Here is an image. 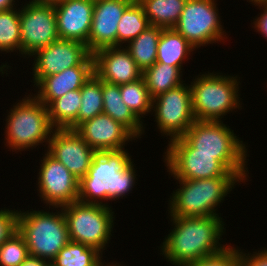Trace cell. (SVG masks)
I'll return each mask as SVG.
<instances>
[{"mask_svg":"<svg viewBox=\"0 0 267 266\" xmlns=\"http://www.w3.org/2000/svg\"><path fill=\"white\" fill-rule=\"evenodd\" d=\"M241 259L243 262V266H267V249H263L262 251L253 252L252 255L249 253L246 254L242 250Z\"/></svg>","mask_w":267,"mask_h":266,"instance_id":"e575fe53","label":"cell"},{"mask_svg":"<svg viewBox=\"0 0 267 266\" xmlns=\"http://www.w3.org/2000/svg\"><path fill=\"white\" fill-rule=\"evenodd\" d=\"M17 230L24 237L29 256L51 262L70 241L68 225L62 211H18Z\"/></svg>","mask_w":267,"mask_h":266,"instance_id":"5b68a950","label":"cell"},{"mask_svg":"<svg viewBox=\"0 0 267 266\" xmlns=\"http://www.w3.org/2000/svg\"><path fill=\"white\" fill-rule=\"evenodd\" d=\"M81 106L80 89L69 91L53 100L48 106V115L54 129H76V119Z\"/></svg>","mask_w":267,"mask_h":266,"instance_id":"603a6c76","label":"cell"},{"mask_svg":"<svg viewBox=\"0 0 267 266\" xmlns=\"http://www.w3.org/2000/svg\"><path fill=\"white\" fill-rule=\"evenodd\" d=\"M131 160L124 149L97 152L87 174L79 181L78 201L107 205L102 201L118 200L129 194L137 176Z\"/></svg>","mask_w":267,"mask_h":266,"instance_id":"7a4b0ae2","label":"cell"},{"mask_svg":"<svg viewBox=\"0 0 267 266\" xmlns=\"http://www.w3.org/2000/svg\"><path fill=\"white\" fill-rule=\"evenodd\" d=\"M120 93L125 105L140 119L152 112L153 98L150 96L145 81L142 78L120 85ZM142 116V117H141Z\"/></svg>","mask_w":267,"mask_h":266,"instance_id":"f546056e","label":"cell"},{"mask_svg":"<svg viewBox=\"0 0 267 266\" xmlns=\"http://www.w3.org/2000/svg\"><path fill=\"white\" fill-rule=\"evenodd\" d=\"M90 54L84 43L60 38L36 50L30 55L35 57L32 65L34 86L46 76L80 65Z\"/></svg>","mask_w":267,"mask_h":266,"instance_id":"5bb4252c","label":"cell"},{"mask_svg":"<svg viewBox=\"0 0 267 266\" xmlns=\"http://www.w3.org/2000/svg\"><path fill=\"white\" fill-rule=\"evenodd\" d=\"M129 0H94L93 18L87 48L91 54L117 46V28Z\"/></svg>","mask_w":267,"mask_h":266,"instance_id":"2e32d148","label":"cell"},{"mask_svg":"<svg viewBox=\"0 0 267 266\" xmlns=\"http://www.w3.org/2000/svg\"><path fill=\"white\" fill-rule=\"evenodd\" d=\"M81 106L76 119V128L96 115L103 113L102 80L94 73L80 89Z\"/></svg>","mask_w":267,"mask_h":266,"instance_id":"f1b7e54d","label":"cell"},{"mask_svg":"<svg viewBox=\"0 0 267 266\" xmlns=\"http://www.w3.org/2000/svg\"><path fill=\"white\" fill-rule=\"evenodd\" d=\"M255 6L263 7V12L260 17H256L254 23V28L256 32H260L267 39V1L255 3Z\"/></svg>","mask_w":267,"mask_h":266,"instance_id":"d590c367","label":"cell"},{"mask_svg":"<svg viewBox=\"0 0 267 266\" xmlns=\"http://www.w3.org/2000/svg\"><path fill=\"white\" fill-rule=\"evenodd\" d=\"M48 261L33 256H28L19 266H46Z\"/></svg>","mask_w":267,"mask_h":266,"instance_id":"8d00e7d4","label":"cell"},{"mask_svg":"<svg viewBox=\"0 0 267 266\" xmlns=\"http://www.w3.org/2000/svg\"><path fill=\"white\" fill-rule=\"evenodd\" d=\"M216 5L215 0H187L174 29L195 48L221 42L226 34Z\"/></svg>","mask_w":267,"mask_h":266,"instance_id":"9c48e42d","label":"cell"},{"mask_svg":"<svg viewBox=\"0 0 267 266\" xmlns=\"http://www.w3.org/2000/svg\"><path fill=\"white\" fill-rule=\"evenodd\" d=\"M92 56L93 72L102 81L120 86L142 78V70L126 47H106Z\"/></svg>","mask_w":267,"mask_h":266,"instance_id":"ac0fdd59","label":"cell"},{"mask_svg":"<svg viewBox=\"0 0 267 266\" xmlns=\"http://www.w3.org/2000/svg\"><path fill=\"white\" fill-rule=\"evenodd\" d=\"M233 131L223 121L196 120L182 137L195 153L215 154L216 159L243 182L249 174L245 161L247 149Z\"/></svg>","mask_w":267,"mask_h":266,"instance_id":"3957f363","label":"cell"},{"mask_svg":"<svg viewBox=\"0 0 267 266\" xmlns=\"http://www.w3.org/2000/svg\"><path fill=\"white\" fill-rule=\"evenodd\" d=\"M18 210H0V245L17 231Z\"/></svg>","mask_w":267,"mask_h":266,"instance_id":"836d02e7","label":"cell"},{"mask_svg":"<svg viewBox=\"0 0 267 266\" xmlns=\"http://www.w3.org/2000/svg\"><path fill=\"white\" fill-rule=\"evenodd\" d=\"M21 53V31L19 10L0 11V51Z\"/></svg>","mask_w":267,"mask_h":266,"instance_id":"4dcf8cb0","label":"cell"},{"mask_svg":"<svg viewBox=\"0 0 267 266\" xmlns=\"http://www.w3.org/2000/svg\"><path fill=\"white\" fill-rule=\"evenodd\" d=\"M176 180L182 187L170 196L168 212L176 217L219 216L216 207L235 188V183L242 182L232 171L209 179Z\"/></svg>","mask_w":267,"mask_h":266,"instance_id":"277c9868","label":"cell"},{"mask_svg":"<svg viewBox=\"0 0 267 266\" xmlns=\"http://www.w3.org/2000/svg\"><path fill=\"white\" fill-rule=\"evenodd\" d=\"M118 263H114V264H112L111 263V266H120L119 264L117 265Z\"/></svg>","mask_w":267,"mask_h":266,"instance_id":"7bdbcfd3","label":"cell"},{"mask_svg":"<svg viewBox=\"0 0 267 266\" xmlns=\"http://www.w3.org/2000/svg\"><path fill=\"white\" fill-rule=\"evenodd\" d=\"M187 0H138L151 26L174 28Z\"/></svg>","mask_w":267,"mask_h":266,"instance_id":"cb8c5ba5","label":"cell"},{"mask_svg":"<svg viewBox=\"0 0 267 266\" xmlns=\"http://www.w3.org/2000/svg\"><path fill=\"white\" fill-rule=\"evenodd\" d=\"M248 1V0H247ZM267 0H249V2H252V4L254 3H258V2H265Z\"/></svg>","mask_w":267,"mask_h":266,"instance_id":"ab89813d","label":"cell"},{"mask_svg":"<svg viewBox=\"0 0 267 266\" xmlns=\"http://www.w3.org/2000/svg\"><path fill=\"white\" fill-rule=\"evenodd\" d=\"M28 256L26 241L18 230L0 245V266H19Z\"/></svg>","mask_w":267,"mask_h":266,"instance_id":"1f68e13d","label":"cell"},{"mask_svg":"<svg viewBox=\"0 0 267 266\" xmlns=\"http://www.w3.org/2000/svg\"><path fill=\"white\" fill-rule=\"evenodd\" d=\"M152 108L159 131L170 141L182 137L196 121L190 86L185 83L153 98Z\"/></svg>","mask_w":267,"mask_h":266,"instance_id":"8fae6325","label":"cell"},{"mask_svg":"<svg viewBox=\"0 0 267 266\" xmlns=\"http://www.w3.org/2000/svg\"><path fill=\"white\" fill-rule=\"evenodd\" d=\"M189 266H243L241 252L228 245L223 251L191 263Z\"/></svg>","mask_w":267,"mask_h":266,"instance_id":"d6a6232c","label":"cell"},{"mask_svg":"<svg viewBox=\"0 0 267 266\" xmlns=\"http://www.w3.org/2000/svg\"><path fill=\"white\" fill-rule=\"evenodd\" d=\"M93 56L90 54L80 65L44 77L36 86L35 97L48 106L53 100L62 97L69 91L81 89L93 74Z\"/></svg>","mask_w":267,"mask_h":266,"instance_id":"ffe728a7","label":"cell"},{"mask_svg":"<svg viewBox=\"0 0 267 266\" xmlns=\"http://www.w3.org/2000/svg\"><path fill=\"white\" fill-rule=\"evenodd\" d=\"M150 25L143 6L132 2L123 12L117 28V46L129 43Z\"/></svg>","mask_w":267,"mask_h":266,"instance_id":"4316f807","label":"cell"},{"mask_svg":"<svg viewBox=\"0 0 267 266\" xmlns=\"http://www.w3.org/2000/svg\"><path fill=\"white\" fill-rule=\"evenodd\" d=\"M182 69L178 66L155 62L151 67L143 71L142 77L150 96L155 98L161 93L174 89L184 84Z\"/></svg>","mask_w":267,"mask_h":266,"instance_id":"d4e9b609","label":"cell"},{"mask_svg":"<svg viewBox=\"0 0 267 266\" xmlns=\"http://www.w3.org/2000/svg\"><path fill=\"white\" fill-rule=\"evenodd\" d=\"M21 55H32L59 39L54 5L29 1L19 9Z\"/></svg>","mask_w":267,"mask_h":266,"instance_id":"7c38bea8","label":"cell"},{"mask_svg":"<svg viewBox=\"0 0 267 266\" xmlns=\"http://www.w3.org/2000/svg\"><path fill=\"white\" fill-rule=\"evenodd\" d=\"M170 217L174 228L163 240L161 251L172 265L189 266L228 247L219 242L225 229L221 217Z\"/></svg>","mask_w":267,"mask_h":266,"instance_id":"6da1fadb","label":"cell"},{"mask_svg":"<svg viewBox=\"0 0 267 266\" xmlns=\"http://www.w3.org/2000/svg\"><path fill=\"white\" fill-rule=\"evenodd\" d=\"M103 113L126 126L138 139L144 132L142 120L125 105L120 86L102 81Z\"/></svg>","mask_w":267,"mask_h":266,"instance_id":"44dd1931","label":"cell"},{"mask_svg":"<svg viewBox=\"0 0 267 266\" xmlns=\"http://www.w3.org/2000/svg\"><path fill=\"white\" fill-rule=\"evenodd\" d=\"M25 97L13 105L6 119V146L23 151L49 143L54 128L50 123L47 106L35 95Z\"/></svg>","mask_w":267,"mask_h":266,"instance_id":"52a82bcc","label":"cell"},{"mask_svg":"<svg viewBox=\"0 0 267 266\" xmlns=\"http://www.w3.org/2000/svg\"><path fill=\"white\" fill-rule=\"evenodd\" d=\"M194 49L196 48L174 28L162 29L158 41L156 62L182 68L184 59L188 58Z\"/></svg>","mask_w":267,"mask_h":266,"instance_id":"7402d4cb","label":"cell"},{"mask_svg":"<svg viewBox=\"0 0 267 266\" xmlns=\"http://www.w3.org/2000/svg\"><path fill=\"white\" fill-rule=\"evenodd\" d=\"M214 73L198 75L189 85L192 110L197 121H221L228 112L242 107L238 76Z\"/></svg>","mask_w":267,"mask_h":266,"instance_id":"8992f818","label":"cell"},{"mask_svg":"<svg viewBox=\"0 0 267 266\" xmlns=\"http://www.w3.org/2000/svg\"><path fill=\"white\" fill-rule=\"evenodd\" d=\"M60 39L75 40L87 46L94 0H66L54 6Z\"/></svg>","mask_w":267,"mask_h":266,"instance_id":"d6986e66","label":"cell"},{"mask_svg":"<svg viewBox=\"0 0 267 266\" xmlns=\"http://www.w3.org/2000/svg\"><path fill=\"white\" fill-rule=\"evenodd\" d=\"M75 131L96 152L124 149L125 144L137 138L126 126L104 113L84 121Z\"/></svg>","mask_w":267,"mask_h":266,"instance_id":"e0dca14e","label":"cell"},{"mask_svg":"<svg viewBox=\"0 0 267 266\" xmlns=\"http://www.w3.org/2000/svg\"><path fill=\"white\" fill-rule=\"evenodd\" d=\"M42 159L37 183L44 204L54 208L77 202L79 180L48 152Z\"/></svg>","mask_w":267,"mask_h":266,"instance_id":"4fadbf2b","label":"cell"},{"mask_svg":"<svg viewBox=\"0 0 267 266\" xmlns=\"http://www.w3.org/2000/svg\"><path fill=\"white\" fill-rule=\"evenodd\" d=\"M46 266H55V265L52 264L51 262H48Z\"/></svg>","mask_w":267,"mask_h":266,"instance_id":"b9f144b4","label":"cell"},{"mask_svg":"<svg viewBox=\"0 0 267 266\" xmlns=\"http://www.w3.org/2000/svg\"><path fill=\"white\" fill-rule=\"evenodd\" d=\"M32 2L41 3V4H47V5H57L61 2H64L66 0H31Z\"/></svg>","mask_w":267,"mask_h":266,"instance_id":"f35d334b","label":"cell"},{"mask_svg":"<svg viewBox=\"0 0 267 266\" xmlns=\"http://www.w3.org/2000/svg\"><path fill=\"white\" fill-rule=\"evenodd\" d=\"M15 0H0V11L13 9L16 3Z\"/></svg>","mask_w":267,"mask_h":266,"instance_id":"74e56055","label":"cell"},{"mask_svg":"<svg viewBox=\"0 0 267 266\" xmlns=\"http://www.w3.org/2000/svg\"><path fill=\"white\" fill-rule=\"evenodd\" d=\"M47 146V152L79 181L87 174L93 156L97 153L71 129H54Z\"/></svg>","mask_w":267,"mask_h":266,"instance_id":"9a60e30c","label":"cell"},{"mask_svg":"<svg viewBox=\"0 0 267 266\" xmlns=\"http://www.w3.org/2000/svg\"><path fill=\"white\" fill-rule=\"evenodd\" d=\"M109 205L72 202L61 207L64 212L70 241L86 244L103 252L114 227V213Z\"/></svg>","mask_w":267,"mask_h":266,"instance_id":"ba28073f","label":"cell"},{"mask_svg":"<svg viewBox=\"0 0 267 266\" xmlns=\"http://www.w3.org/2000/svg\"><path fill=\"white\" fill-rule=\"evenodd\" d=\"M164 158L167 171L175 179H209L224 176L228 172L215 154L195 153V149L183 137L169 141Z\"/></svg>","mask_w":267,"mask_h":266,"instance_id":"30bf717a","label":"cell"},{"mask_svg":"<svg viewBox=\"0 0 267 266\" xmlns=\"http://www.w3.org/2000/svg\"><path fill=\"white\" fill-rule=\"evenodd\" d=\"M102 255L103 253L94 247L69 241L51 263L55 266H96Z\"/></svg>","mask_w":267,"mask_h":266,"instance_id":"83f0119b","label":"cell"},{"mask_svg":"<svg viewBox=\"0 0 267 266\" xmlns=\"http://www.w3.org/2000/svg\"><path fill=\"white\" fill-rule=\"evenodd\" d=\"M162 29L161 27L149 26L125 46L142 72L156 62L158 41Z\"/></svg>","mask_w":267,"mask_h":266,"instance_id":"484cf974","label":"cell"},{"mask_svg":"<svg viewBox=\"0 0 267 266\" xmlns=\"http://www.w3.org/2000/svg\"><path fill=\"white\" fill-rule=\"evenodd\" d=\"M96 266H111V265H110V263H109V265L108 264L104 265V262H102V260H101Z\"/></svg>","mask_w":267,"mask_h":266,"instance_id":"60d3db41","label":"cell"}]
</instances>
